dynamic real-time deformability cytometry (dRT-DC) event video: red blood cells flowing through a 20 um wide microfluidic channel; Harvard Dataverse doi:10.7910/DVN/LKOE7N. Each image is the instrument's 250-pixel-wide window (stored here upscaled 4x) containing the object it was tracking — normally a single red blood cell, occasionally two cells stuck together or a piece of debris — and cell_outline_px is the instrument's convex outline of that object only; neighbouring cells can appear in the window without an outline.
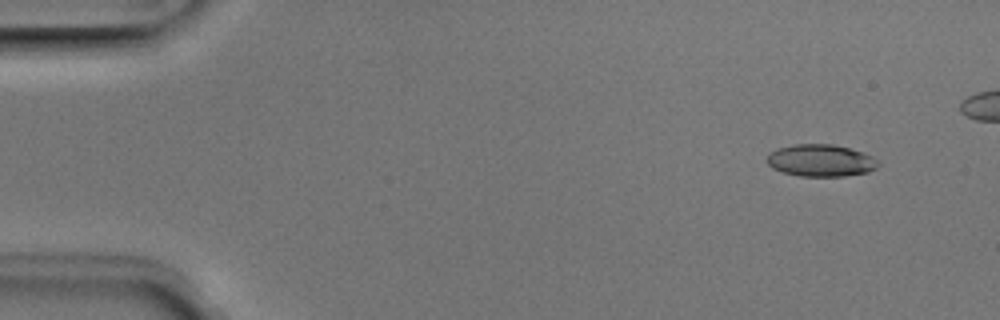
{"species": "Egyptian fruit bat (a non-hibernating species)", "species_latin": "Rousettus aegyptiacus", "temperature_condition": "room temperature", "stored_images_in_passage": 5, "camera_frame_rate_fps": 3000, "um_per_image_px": 0.085, "animal": {"sex": "male"}, "frame": {"image": 1, "passage_image": 2, "time_ms": 0.333, "image_size_px": [1000, 320], "cell_outline_px": [[880, 164], [876, 168], [868, 172], [844, 176], [800, 176], [784, 172], [772, 168], [764, 160], [768, 152], [780, 148], [796, 144], [832, 144], [864, 152], [872, 156]], "centroid_in_image_um": [69.74, 13.64], "position_along_channel_um": 15.3, "area_um2": 20.87}}